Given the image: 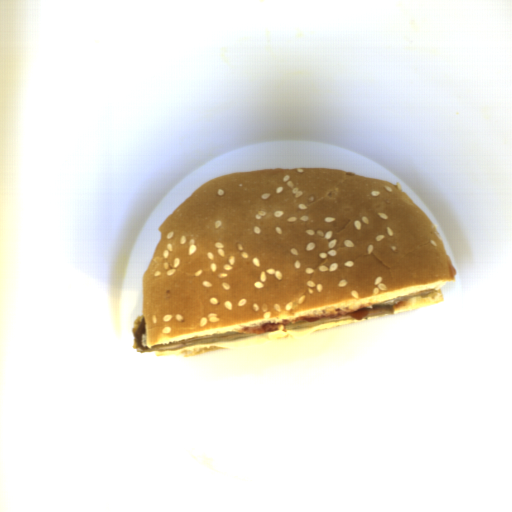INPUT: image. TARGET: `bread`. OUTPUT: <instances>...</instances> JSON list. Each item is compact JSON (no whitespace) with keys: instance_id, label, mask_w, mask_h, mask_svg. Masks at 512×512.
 Instances as JSON below:
<instances>
[{"instance_id":"1","label":"bread","mask_w":512,"mask_h":512,"mask_svg":"<svg viewBox=\"0 0 512 512\" xmlns=\"http://www.w3.org/2000/svg\"><path fill=\"white\" fill-rule=\"evenodd\" d=\"M142 278L147 352L191 357L359 323L351 317L240 334L296 317L372 308V319L444 302L457 270L400 182L348 170L241 171L197 187L159 225ZM362 320V321H364Z\"/></svg>"}]
</instances>
